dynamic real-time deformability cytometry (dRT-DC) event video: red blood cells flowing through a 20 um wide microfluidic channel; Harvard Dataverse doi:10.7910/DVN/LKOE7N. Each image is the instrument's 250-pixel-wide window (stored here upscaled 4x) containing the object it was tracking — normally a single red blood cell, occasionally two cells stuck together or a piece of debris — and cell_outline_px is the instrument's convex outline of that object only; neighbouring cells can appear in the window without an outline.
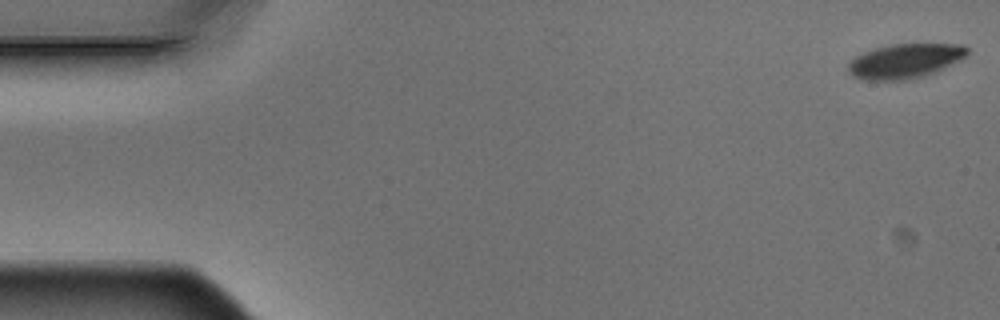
{"species": "Egyptian fruit bat (a non-hibernating species)", "species_latin": "Rousettus aegyptiacus", "temperature_condition": "warm", "stored_images_in_passage": 5, "camera_frame_rate_fps": 3000, "um_per_image_px": 0.085, "animal": {"sex": "male"}, "frame": {"image": 1, "passage_image": 1, "time_ms": 0.0, "image_size_px": [1000, 320], "cell_outline_px": [[968, 52], [960, 60], [936, 72], [924, 76], [904, 80], [864, 80], [852, 76], [848, 72], [848, 64], [856, 56], [864, 52], [876, 48], [892, 44], [964, 44], [968, 48]], "centroid_in_image_um": [76.93, 5.19], "position_along_channel_um": 8.1, "area_um2": 23.93}}
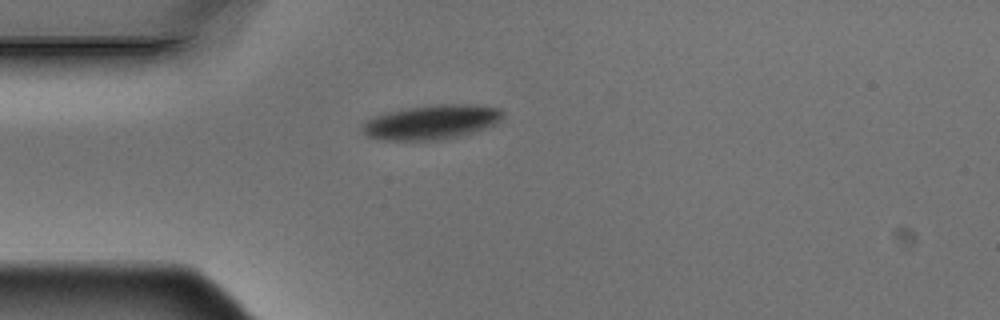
{"frame": {"image": 2, "passage_image": 5, "time_ms": 1.333, "image_size_px": [1000, 320], "cell_outline_px": [[504, 112], [500, 120], [496, 124], [488, 128], [460, 136], [440, 140], [380, 140], [368, 136], [360, 128], [368, 120], [376, 116], [388, 112], [408, 108], [440, 104], [468, 104], [500, 108]], "centroid_in_image_um": [36.73, 10.39], "position_along_channel_um": 48.3, "area_um2": 28.09}}